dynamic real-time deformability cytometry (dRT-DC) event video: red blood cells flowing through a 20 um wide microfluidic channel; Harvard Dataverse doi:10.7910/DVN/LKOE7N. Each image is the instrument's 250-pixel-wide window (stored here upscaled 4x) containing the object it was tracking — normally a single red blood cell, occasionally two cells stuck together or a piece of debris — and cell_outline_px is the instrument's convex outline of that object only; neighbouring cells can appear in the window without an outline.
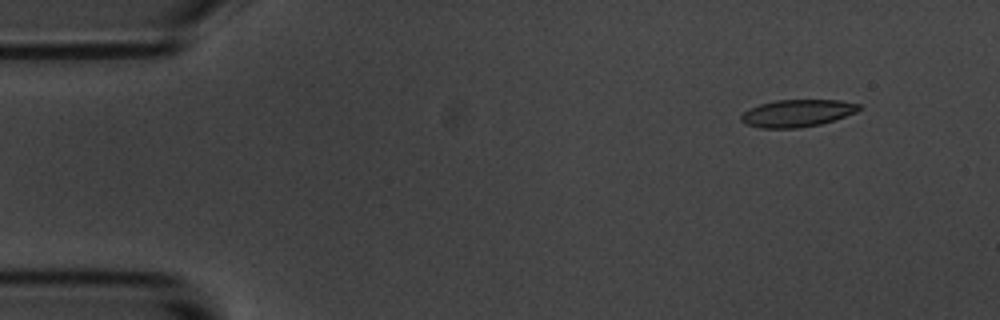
{"species": "common noctule bat (a hibernating species)", "species_latin": "Nyctalus noctula", "temperature_condition": "room temperature", "stored_images_in_passage": 10, "camera_frame_rate_fps": 3000, "um_per_image_px": 0.085, "animal": {"sex": "male", "body_mass_g": 20.1, "forearm_length_mm": 53.5}, "frame": {"image": 1, "passage_image": 1, "time_ms": 0.0, "image_size_px": [1000, 320], "cell_outline_px": [[864, 108], [856, 112], [820, 124], [800, 128], [760, 128], [748, 124], [740, 120], [740, 116], [744, 112], [760, 104], [776, 100], [840, 100], [860, 104]], "centroid_in_image_um": [67.79, 9.62], "position_along_channel_um": 17.2, "area_um2": 18.61}}
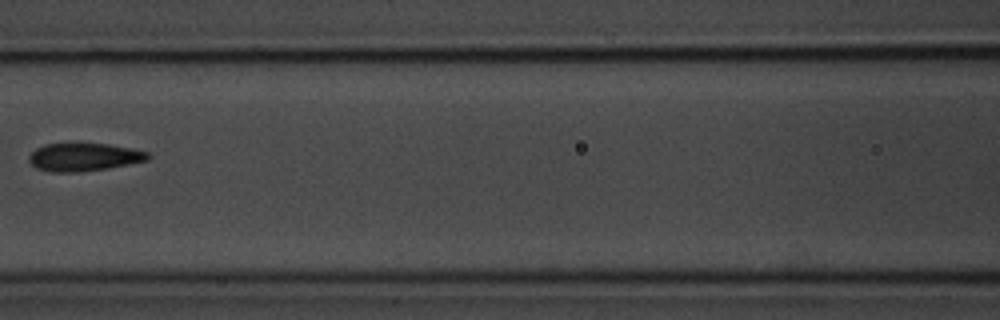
{"frame": {"image": 2, "passage_image": 7, "time_ms": 6.667, "image_size_px": [1000, 320], "cell_outline_px": [[152, 156], [148, 160], [108, 168], [76, 172], [52, 172], [36, 168], [28, 160], [28, 156], [36, 148], [44, 144], [68, 140], [108, 144], [148, 152]], "centroid_in_image_um": [7.07, 13.3], "position_along_channel_um": 159.5, "area_um2": 20.11}}
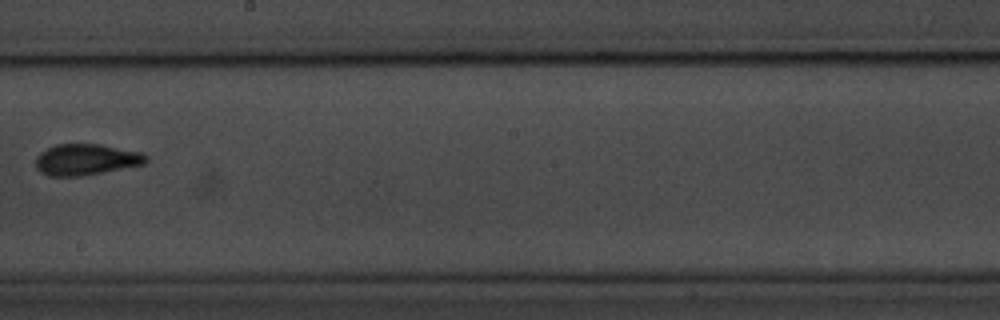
{"frame": {"image": 3, "passage_image": 9, "time_ms": 9.0, "image_size_px": [1000, 320], "cell_outline_px": [[148, 160], [144, 164], [84, 176], [48, 176], [40, 172], [36, 168], [36, 156], [40, 152], [56, 144], [100, 144], [144, 152], [148, 156]], "centroid_in_image_um": [7.33, 13.56], "position_along_channel_um": 240.9, "area_um2": 20.29}}